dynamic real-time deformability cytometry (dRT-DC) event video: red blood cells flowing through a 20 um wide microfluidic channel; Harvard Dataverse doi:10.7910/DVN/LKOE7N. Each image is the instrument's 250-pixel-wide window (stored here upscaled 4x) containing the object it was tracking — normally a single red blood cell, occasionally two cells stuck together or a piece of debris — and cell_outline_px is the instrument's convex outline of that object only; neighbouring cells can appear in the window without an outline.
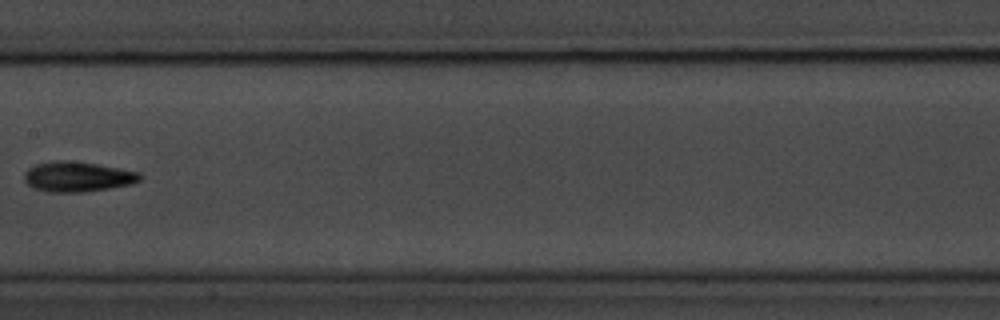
{"species": "common noctule bat (a hibernating species)", "species_latin": "Nyctalus noctula", "temperature_condition": "room temperature", "stored_images_in_passage": 8, "camera_frame_rate_fps": 3000, "um_per_image_px": 0.085, "animal": {"sex": "male", "body_mass_g": 20.1, "forearm_length_mm": 53.5}, "frame": {"image": 1, "passage_image": 8, "time_ms": 8.667, "image_size_px": [1000, 320], "cell_outline_px": [[140, 180], [132, 184], [84, 192], [48, 192], [32, 188], [24, 180], [24, 172], [28, 168], [36, 164], [56, 160], [72, 160], [96, 164], [140, 172]], "centroid_in_image_um": [6.55, 15.01], "position_along_channel_um": 200.9, "area_um2": 20.35}}